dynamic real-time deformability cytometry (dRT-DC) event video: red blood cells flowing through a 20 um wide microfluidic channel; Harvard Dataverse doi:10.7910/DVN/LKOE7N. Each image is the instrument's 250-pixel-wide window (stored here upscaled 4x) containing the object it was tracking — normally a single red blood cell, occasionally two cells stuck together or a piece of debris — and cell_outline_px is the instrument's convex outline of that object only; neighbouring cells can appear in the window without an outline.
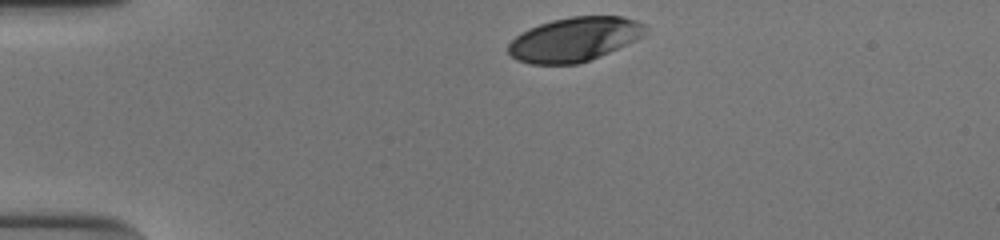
{"species": "human", "species_latin": "Homo sapiens", "temperature_condition": "cold", "stored_images_in_passage": 33, "camera_frame_rate_fps": 3000, "um_per_image_px": 0.085, "donor": {"sex": "male"}, "frame": {"image": 1, "passage_image": 1, "time_ms": 0.0, "image_size_px": [1000, 240], "cell_outline_px": [[648, 32], [600, 56], [576, 64], [528, 64], [516, 60], [508, 52], [508, 44], [516, 36], [528, 28], [552, 20], [572, 16], [620, 16], [636, 20], [644, 24], [648, 28]], "centroid_in_image_um": [48.78, 3.34], "position_along_channel_um": 36.2, "area_um2": 34.97}}
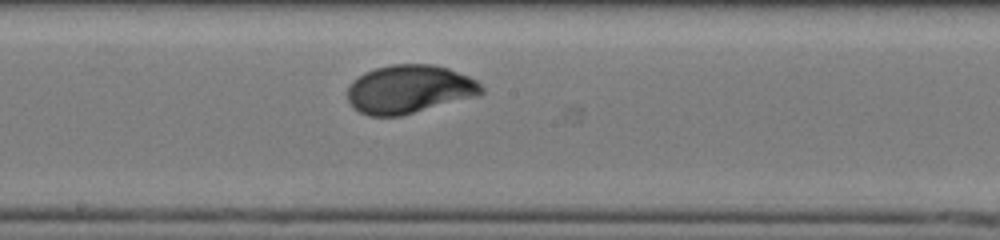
{"frame": {"image": 2, "passage_image": 19, "time_ms": 6.0, "image_size_px": [1000, 240], "cell_outline_px": [[484, 92], [480, 96], [400, 116], [368, 116], [352, 108], [348, 100], [348, 88], [364, 72], [376, 68], [392, 64], [432, 64], [448, 68], [468, 76], [476, 80], [484, 88]], "centroid_in_image_um": [34.83, 7.59], "position_along_channel_um": 213.4, "area_um2": 37.92}}
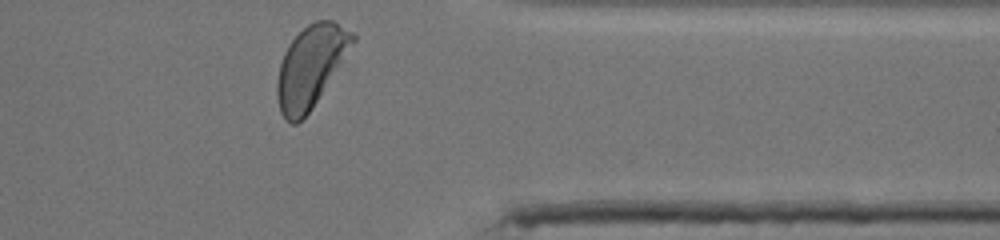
{"frame": {"image": 3, "passage_image": 33, "time_ms": 10.667, "image_size_px": [1000, 240], "cell_outline_px": [[356, 40], [308, 112], [296, 124], [292, 124], [280, 112], [276, 96], [276, 80], [280, 64], [284, 52], [292, 40], [308, 24], [316, 20], [332, 20], [352, 32], [356, 36]], "centroid_in_image_um": [26.38, 5.62], "position_along_channel_um": 385.0, "area_um2": 34.97}, "authors_computed_cell_mechanics": {"area_um2": 37.0498, "velocity_mm_per_s": 3.8359, "shape_relaxation_time_tau1_ms": 2.4225, "shape_relaxation_time_tau2_ms": null, "deformation_change_tau1": 0.1328, "deformation_change_tau2": null}}